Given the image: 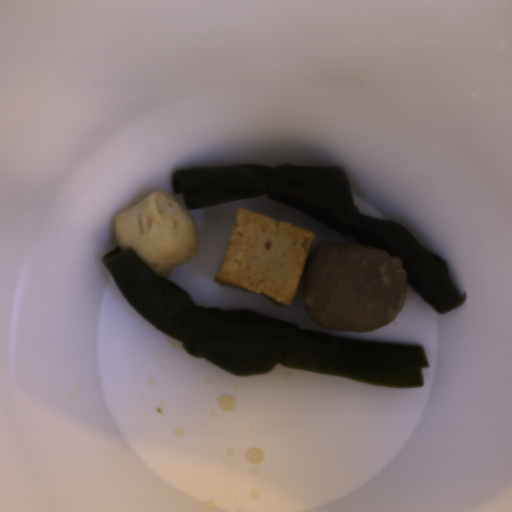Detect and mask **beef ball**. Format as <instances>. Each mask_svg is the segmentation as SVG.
<instances>
[{"instance_id": "obj_1", "label": "beef ball", "mask_w": 512, "mask_h": 512, "mask_svg": "<svg viewBox=\"0 0 512 512\" xmlns=\"http://www.w3.org/2000/svg\"><path fill=\"white\" fill-rule=\"evenodd\" d=\"M303 287L310 318L335 332H374L392 322L407 298L401 259L354 242L321 240Z\"/></svg>"}]
</instances>
